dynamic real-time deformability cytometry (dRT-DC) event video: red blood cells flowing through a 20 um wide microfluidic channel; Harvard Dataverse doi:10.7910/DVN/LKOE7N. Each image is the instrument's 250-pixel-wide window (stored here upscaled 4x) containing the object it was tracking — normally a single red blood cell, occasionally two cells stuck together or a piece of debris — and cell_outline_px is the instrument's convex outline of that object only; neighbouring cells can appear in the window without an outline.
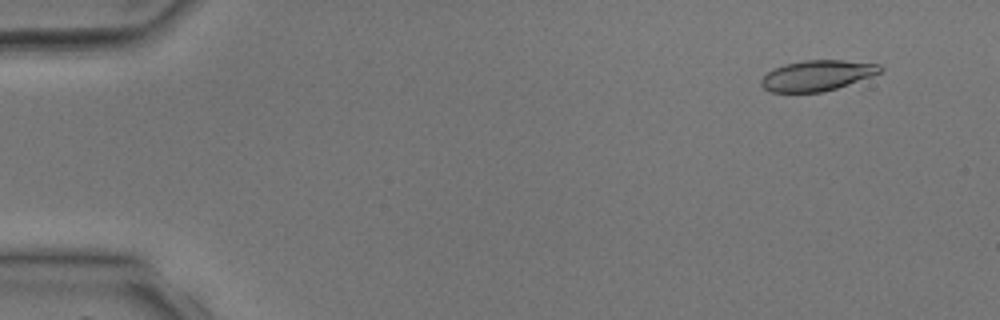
{"species": "common noctule bat (a hibernating species)", "species_latin": "Nyctalus noctula", "temperature_condition": "room temperature", "stored_images_in_passage": 3, "camera_frame_rate_fps": 3000, "um_per_image_px": 0.085, "animal": {"sex": "male", "body_mass_g": 17.9, "forearm_length_mm": 54.2}, "frame": {"image": 1, "passage_image": 1, "time_ms": 0.0, "image_size_px": [1000, 320], "cell_outline_px": [[884, 68], [880, 72], [872, 76], [836, 88], [820, 92], [772, 92], [764, 88], [760, 84], [760, 80], [768, 72], [784, 64], [804, 60], [844, 60], [880, 64]], "centroid_in_image_um": [69.47, 6.41], "position_along_channel_um": 15.5, "area_um2": 21.04}}
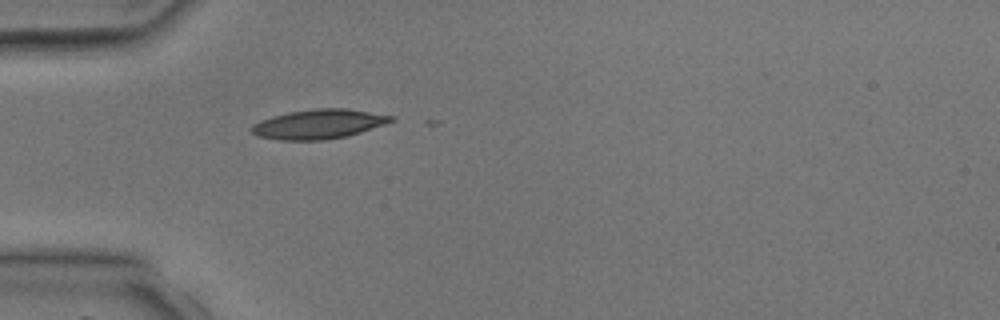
{"frame": {"image": 2, "passage_image": 3, "time_ms": 3.0, "image_size_px": [1000, 320], "cell_outline_px": [[396, 120], [348, 136], [324, 140], [280, 140], [256, 136], [248, 128], [252, 124], [260, 120], [272, 116], [288, 112], [316, 108], [344, 108], [396, 116]], "centroid_in_image_um": [27.06, 10.55], "position_along_channel_um": 57.9, "area_um2": 24.1}}